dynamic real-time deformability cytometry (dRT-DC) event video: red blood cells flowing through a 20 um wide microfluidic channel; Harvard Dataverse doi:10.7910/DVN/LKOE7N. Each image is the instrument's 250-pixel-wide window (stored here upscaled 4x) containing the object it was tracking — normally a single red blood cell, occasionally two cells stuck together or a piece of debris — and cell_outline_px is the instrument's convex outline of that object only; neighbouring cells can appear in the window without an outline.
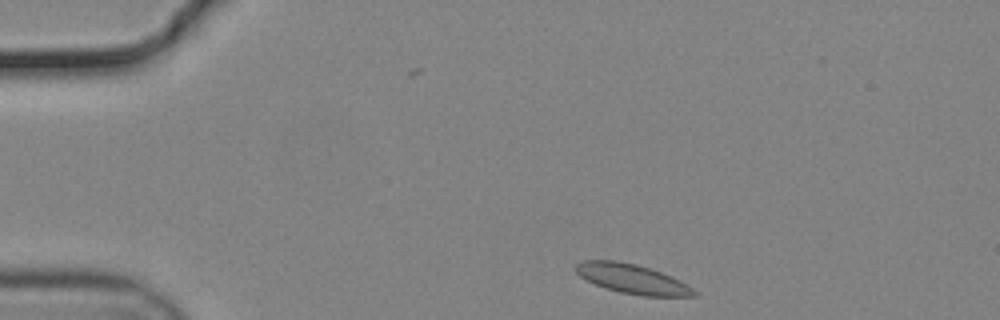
{"species": "common noctule bat (a hibernating species)", "species_latin": "Nyctalus noctula", "temperature_condition": "cold", "stored_images_in_passage": 40, "camera_frame_rate_fps": 3000, "um_per_image_px": 0.085, "animal": {"sex": "male", "body_mass_g": 19.2, "forearm_length_mm": 51.8}, "frame": {"image": 1, "passage_image": 2, "time_ms": 0.333, "image_size_px": [1000, 320], "cell_outline_px": [[696, 296], [640, 296], [620, 292], [604, 288], [580, 276], [572, 268], [580, 260], [616, 260], [636, 264], [660, 272], [680, 280], [692, 288], [696, 292]], "centroid_in_image_um": [53.69, 23.7], "position_along_channel_um": 31.3, "area_um2": 20.29}}
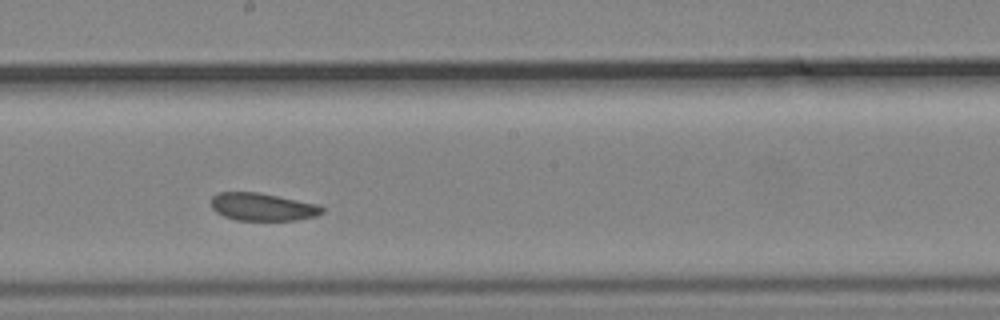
{"frame": {"image": 2, "passage_image": 23, "time_ms": 7.333, "image_size_px": [1000, 320], "cell_outline_px": [[324, 212], [316, 216], [296, 220], [236, 220], [224, 216], [216, 212], [212, 208], [212, 196], [220, 192], [260, 192], [320, 204], [324, 208]], "centroid_in_image_um": [22.36, 17.58], "position_along_channel_um": 225.8, "area_um2": 18.09}}
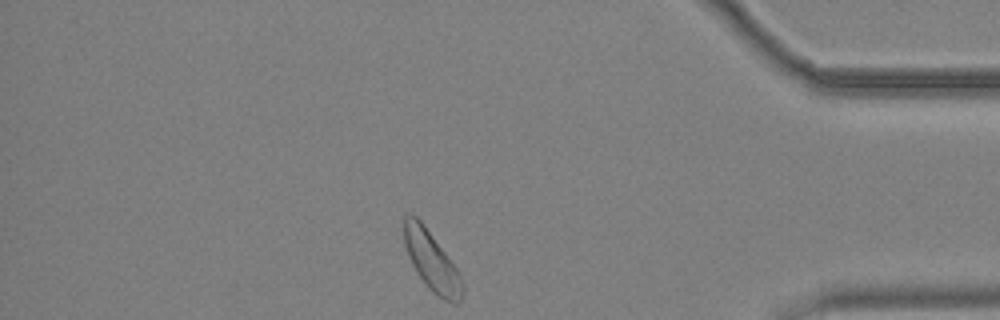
{"frame": {"image": 3, "passage_image": 40, "time_ms": 13.0, "image_size_px": [1000, 320], "cell_outline_px": [[464, 292], [460, 300], [456, 304], [452, 304], [444, 300], [432, 292], [428, 288], [416, 272], [408, 256], [404, 244], [404, 216], [416, 216], [420, 220], [456, 268], [460, 276], [464, 288]], "centroid_in_image_um": [36.69, 22.26], "position_along_channel_um": 398.5, "area_um2": 19.83}, "authors_computed_cell_mechanics": {"area_um2": 19.4497, "velocity_mm_per_s": 3.6427, "shape_relaxation_time_tau1_ms": 3.0151, "shape_relaxation_time_tau2_ms": null, "deformation_change_tau1": 0.0765, "deformation_change_tau2": null}}